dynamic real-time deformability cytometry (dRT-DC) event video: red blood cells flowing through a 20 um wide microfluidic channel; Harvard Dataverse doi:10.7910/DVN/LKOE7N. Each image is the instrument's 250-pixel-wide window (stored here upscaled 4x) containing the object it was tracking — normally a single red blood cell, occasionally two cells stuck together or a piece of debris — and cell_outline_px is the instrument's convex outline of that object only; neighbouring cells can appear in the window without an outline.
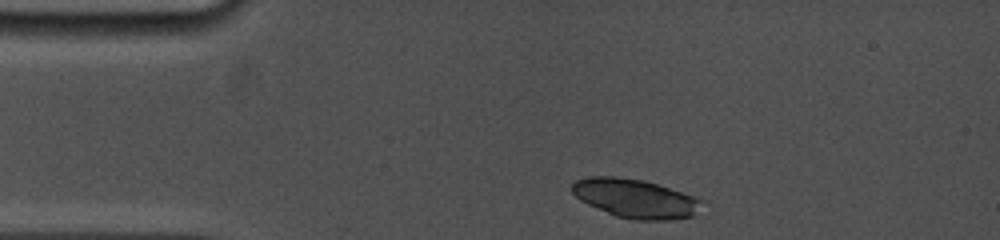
{"species": "common noctule bat (a hibernating species)", "species_latin": "Nyctalus noctula", "temperature_condition": "cold", "stored_images_in_passage": 4, "camera_frame_rate_fps": 5000, "um_per_image_px": 0.085, "animal": {"sex": "female", "body_mass_g": 19.0, "forearm_length_mm": 53.3}, "frame": {"image": 1, "passage_image": 1, "time_ms": 0.0, "image_size_px": [1000, 240], "cell_outline_px": [[708, 200], [700, 212], [692, 216], [668, 220], [632, 220], [616, 216], [588, 204], [580, 200], [572, 192], [572, 184], [576, 180], [588, 176], [616, 176], [644, 180]], "centroid_in_image_um": [54.08, 16.87], "position_along_channel_um": 30.9, "area_um2": 29.82}}